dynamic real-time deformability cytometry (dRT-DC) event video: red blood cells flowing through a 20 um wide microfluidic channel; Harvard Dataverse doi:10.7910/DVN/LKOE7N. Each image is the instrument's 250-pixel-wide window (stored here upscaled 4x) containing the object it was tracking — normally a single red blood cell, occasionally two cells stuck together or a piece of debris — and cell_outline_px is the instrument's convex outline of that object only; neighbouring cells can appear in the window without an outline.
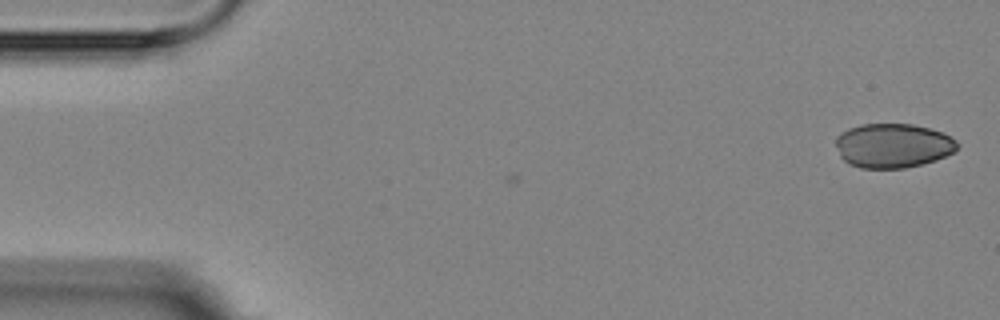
{"species": "Egyptian fruit bat (a non-hibernating species)", "species_latin": "Rousettus aegyptiacus", "temperature_condition": "room temperature", "stored_images_in_passage": 5, "camera_frame_rate_fps": 3000, "um_per_image_px": 0.085, "animal": {"sex": "female"}, "frame": {"image": 1, "passage_image": 1, "time_ms": 0.0, "image_size_px": [1000, 320], "cell_outline_px": [[960, 144], [956, 152], [936, 160], [904, 168], [860, 168], [848, 164], [840, 156], [836, 144], [836, 136], [840, 132], [848, 128], [860, 124], [912, 124], [944, 132], [956, 140]], "centroid_in_image_um": [75.91, 12.37], "position_along_channel_um": 9.1, "area_um2": 31.73}}
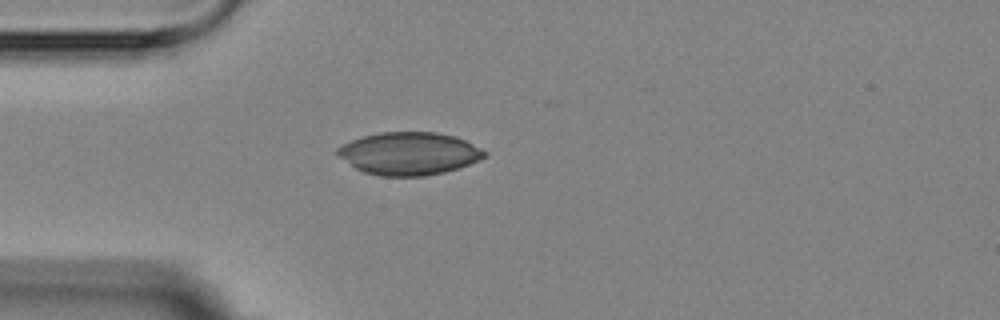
{"frame": {"image": 2, "passage_image": 5, "time_ms": 4.333, "image_size_px": [1000, 320], "cell_outline_px": [[488, 156], [480, 160], [444, 172], [424, 176], [380, 176], [364, 172], [356, 168], [336, 156], [336, 148], [352, 140], [364, 136], [380, 132], [436, 132], [456, 136], [488, 152]], "centroid_in_image_um": [34.76, 13.05], "position_along_channel_um": 50.2, "area_um2": 36.59}}